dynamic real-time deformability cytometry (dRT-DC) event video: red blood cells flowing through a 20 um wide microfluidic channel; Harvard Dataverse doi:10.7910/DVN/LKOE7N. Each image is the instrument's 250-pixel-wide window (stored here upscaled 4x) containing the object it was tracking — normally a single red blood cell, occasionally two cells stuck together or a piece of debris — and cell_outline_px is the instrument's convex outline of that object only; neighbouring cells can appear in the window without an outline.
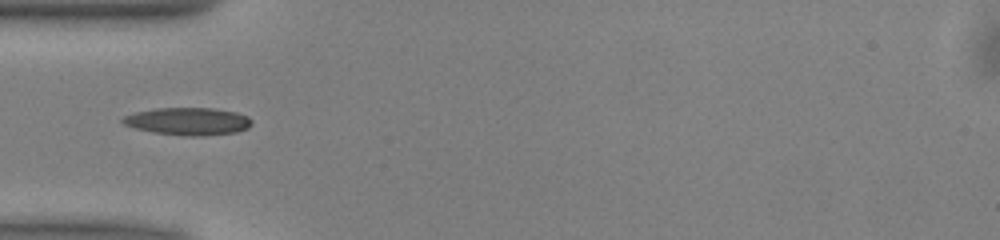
{"species": "common noctule bat (a hibernating species)", "species_latin": "Nyctalus noctula", "temperature_condition": "warm", "stored_images_in_passage": 26, "camera_frame_rate_fps": 3000, "um_per_image_px": 0.085, "animal": {"sex": "male", "body_mass_g": 13.0, "forearm_length_mm": 53.1}, "frame": {"image": 1, "passage_image": 1, "time_ms": 0.0, "image_size_px": [1000, 240], "cell_outline_px": [[252, 124], [248, 128], [236, 132], [204, 136], [184, 136], [156, 132], [136, 128], [124, 124], [120, 120], [124, 116], [136, 112], [156, 108], [212, 108], [236, 112], [248, 116], [252, 120]], "centroid_in_image_um": [16.02, 10.31], "position_along_channel_um": 69.0, "area_um2": 20.63}}
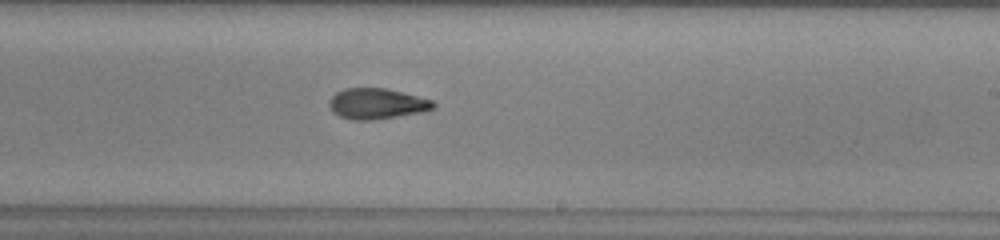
{"frame": {"image": 2, "passage_image": 15, "time_ms": 4.667, "image_size_px": [1000, 240], "cell_outline_px": [[436, 108], [424, 112], [372, 120], [352, 120], [340, 116], [332, 112], [328, 104], [332, 96], [336, 92], [344, 88], [384, 88], [432, 100], [436, 104]], "centroid_in_image_um": [32.02, 8.82], "position_along_channel_um": 257.0, "area_um2": 18.61}}
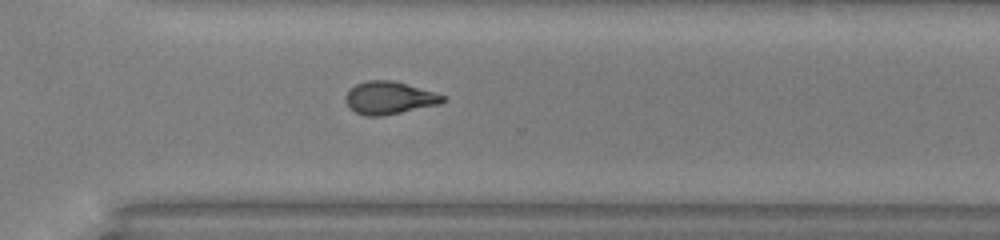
{"frame": {"image": 3, "passage_image": 21, "time_ms": 6.667, "image_size_px": [1000, 240], "cell_outline_px": [[448, 100], [440, 104], [380, 116], [368, 116], [356, 112], [348, 104], [344, 96], [356, 84], [368, 80], [392, 80], [432, 92], [444, 96]], "centroid_in_image_um": [33.09, 8.32], "position_along_channel_um": 337.5, "area_um2": 18.03}, "authors_computed_cell_mechanics": {"area_um2": 18.6694, "velocity_mm_per_s": 4.0191, "shape_relaxation_time_tau1_ms": 5.6373, "shape_relaxation_time_tau2_ms": 2.772, "deformation_change_tau1": 0.1832, "deformation_change_tau2": 0.1041}}